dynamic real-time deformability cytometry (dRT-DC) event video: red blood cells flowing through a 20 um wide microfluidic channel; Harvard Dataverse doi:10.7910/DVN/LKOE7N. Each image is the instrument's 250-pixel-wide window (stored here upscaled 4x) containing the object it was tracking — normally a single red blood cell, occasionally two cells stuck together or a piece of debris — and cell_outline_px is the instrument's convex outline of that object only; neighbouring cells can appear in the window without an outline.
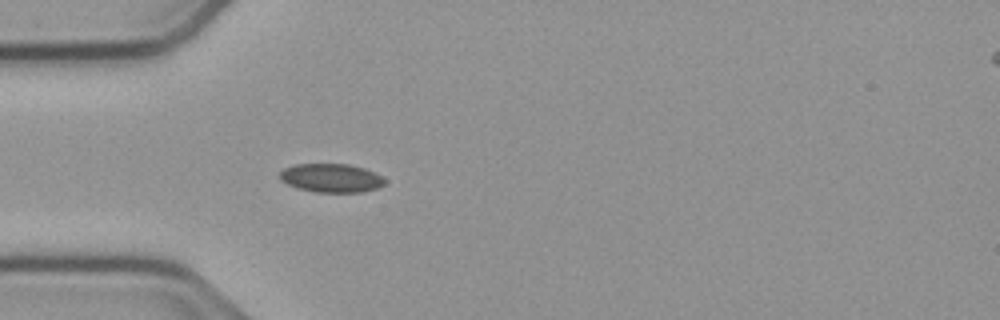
{"species": "common noctule bat (a hibernating species)", "species_latin": "Nyctalus noctula", "temperature_condition": "cold", "stored_images_in_passage": 39, "camera_frame_rate_fps": 3000, "um_per_image_px": 0.085, "animal": {"sex": "male", "body_mass_g": 23.1, "forearm_length_mm": 52.7}, "frame": {"image": 1, "passage_image": 1, "time_ms": 0.0, "image_size_px": [1000, 320], "cell_outline_px": [[384, 184], [376, 188], [364, 192], [316, 192], [300, 188], [288, 184], [280, 180], [280, 172], [284, 168], [292, 164], [348, 164], [364, 168], [380, 176], [384, 180]], "centroid_in_image_um": [28.12, 15.12], "position_along_channel_um": 56.9, "area_um2": 17.34}}
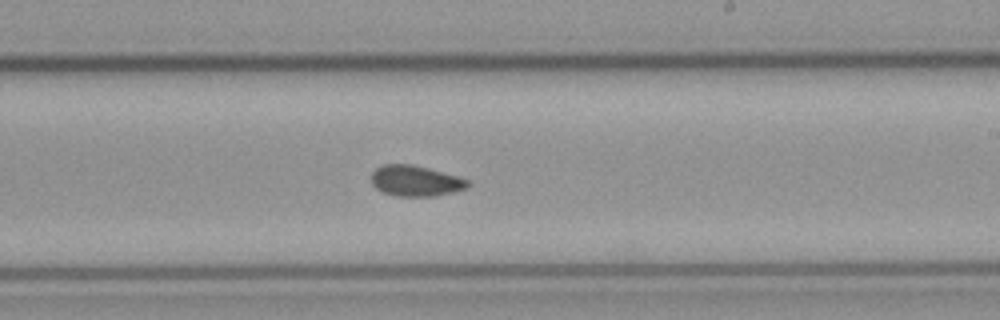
{"frame": {"image": 2, "passage_image": 17, "time_ms": 5.333, "image_size_px": [1000, 320], "cell_outline_px": [[472, 184], [464, 188], [452, 192], [436, 196], [396, 196], [384, 192], [376, 188], [372, 184], [372, 172], [376, 168], [384, 164], [412, 164], [428, 168], [456, 176], [468, 180]], "centroid_in_image_um": [35.3, 15.37], "position_along_channel_um": 253.7, "area_um2": 17.11}}
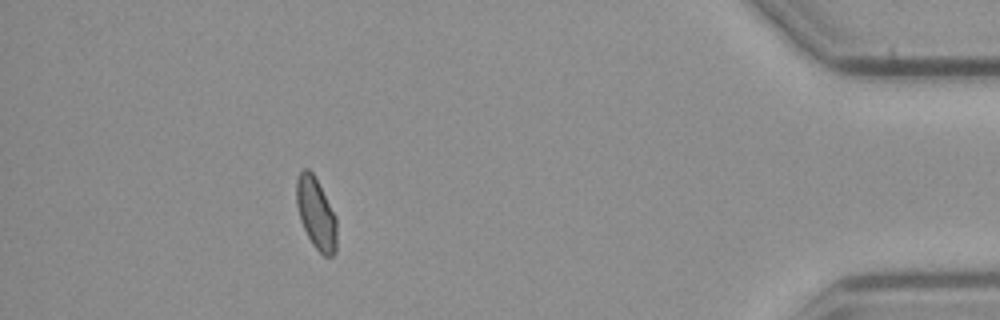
{"frame": {"image": 3, "passage_image": 34, "time_ms": 11.0, "image_size_px": [1000, 320], "cell_outline_px": [[336, 252], [332, 256], [324, 256], [312, 244], [300, 220], [296, 204], [296, 180], [300, 172], [304, 168], [308, 168], [312, 172], [336, 216]], "centroid_in_image_um": [26.85, 18.14], "position_along_channel_um": 408.3, "area_um2": 16.65}, "authors_computed_cell_mechanics": {"area_um2": 17.051, "velocity_mm_per_s": 3.7537, "shape_relaxation_time_tau1_ms": null, "shape_relaxation_time_tau2_ms": 1.4331, "deformation_change_tau1": null, "deformation_change_tau2": 0.0414}}